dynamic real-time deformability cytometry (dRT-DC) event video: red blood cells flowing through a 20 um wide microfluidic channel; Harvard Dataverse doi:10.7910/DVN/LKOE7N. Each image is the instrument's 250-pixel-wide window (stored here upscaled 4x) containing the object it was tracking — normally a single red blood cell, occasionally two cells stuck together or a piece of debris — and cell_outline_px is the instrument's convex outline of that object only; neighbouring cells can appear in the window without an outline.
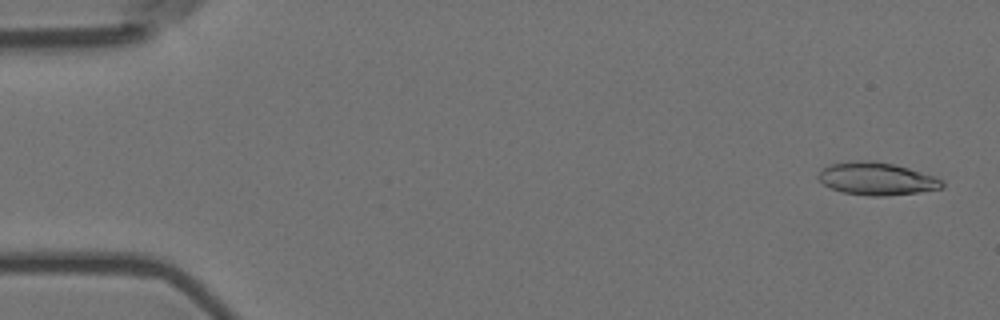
{"species": "Egyptian fruit bat (a non-hibernating species)", "species_latin": "Rousettus aegyptiacus", "temperature_condition": "room temperature", "stored_images_in_passage": 6, "camera_frame_rate_fps": 3000, "um_per_image_px": 0.085, "animal": {"sex": "female"}, "frame": {"image": 1, "passage_image": 1, "time_ms": 0.0, "image_size_px": [1000, 320], "cell_outline_px": [[944, 188], [920, 192], [884, 196], [868, 196], [840, 192], [824, 184], [816, 176], [824, 168], [832, 164], [856, 160], [872, 160], [896, 164], [936, 176], [944, 180]], "centroid_in_image_um": [74.57, 15.19], "position_along_channel_um": 10.4, "area_um2": 23.81}}
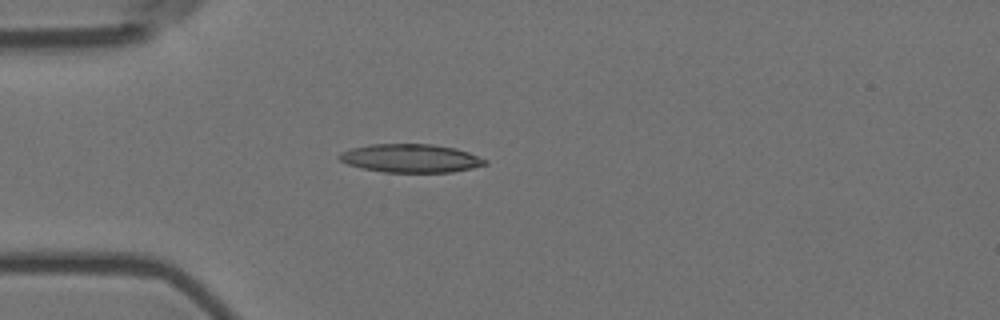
{"frame": {"image": 2, "passage_image": 4, "time_ms": 1.0, "image_size_px": [1000, 320], "cell_outline_px": [[488, 164], [472, 168], [452, 172], [384, 172], [364, 168], [348, 164], [340, 160], [336, 156], [340, 152], [352, 148], [368, 144], [432, 144], [456, 148], [468, 152], [488, 160]], "centroid_in_image_um": [34.92, 13.45], "position_along_channel_um": 50.1, "area_um2": 24.16}}
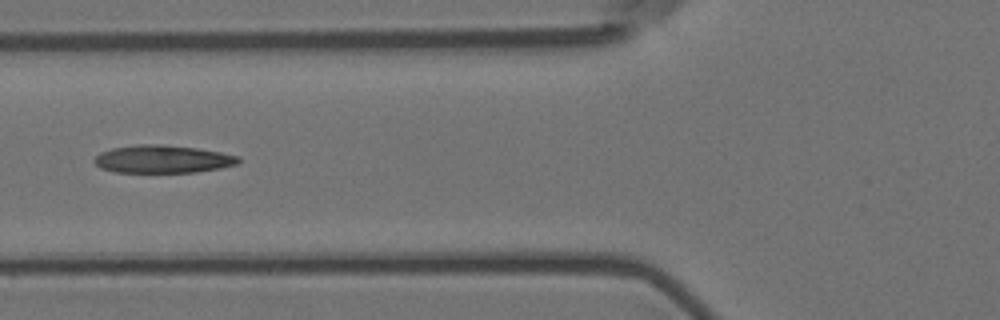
{"frame": {"image": 3, "passage_image": 6, "time_ms": 1.667, "image_size_px": [1000, 320], "cell_outline_px": [[240, 160], [236, 164], [220, 168], [196, 172], [116, 172], [100, 168], [92, 160], [100, 152], [112, 148], [136, 144], [160, 144], [196, 148], [220, 152], [240, 156]], "centroid_in_image_um": [13.8, 13.52], "position_along_channel_um": 112.0, "area_um2": 23.35}}